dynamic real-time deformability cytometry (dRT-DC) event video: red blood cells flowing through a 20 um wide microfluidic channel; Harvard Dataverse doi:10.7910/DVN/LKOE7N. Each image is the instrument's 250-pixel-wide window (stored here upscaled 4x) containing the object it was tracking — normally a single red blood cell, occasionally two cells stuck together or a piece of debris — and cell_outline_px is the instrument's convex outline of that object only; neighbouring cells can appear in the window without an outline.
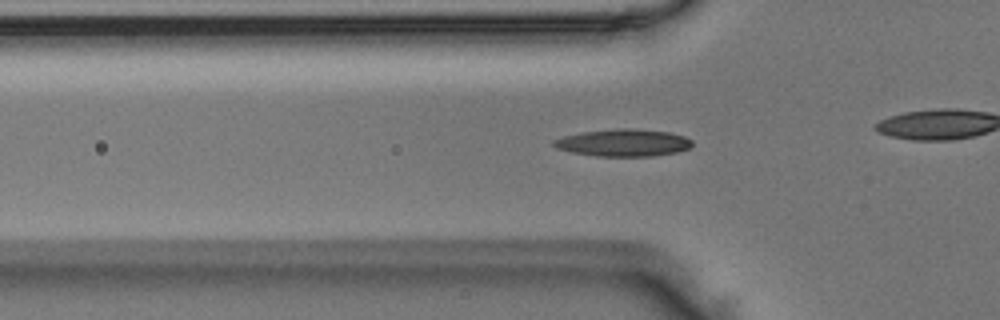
{"species": "Egyptian fruit bat (a non-hibernating species)", "species_latin": "Rousettus aegyptiacus", "temperature_condition": "room temperature", "stored_images_in_passage": 34, "camera_frame_rate_fps": 3000, "um_per_image_px": 0.085, "animal": {"sex": "male"}, "frame": {"image": 1, "passage_image": 10, "time_ms": 3.0, "image_size_px": [1000, 320], "cell_outline_px": [[692, 148], [676, 152], [652, 156], [596, 156], [572, 152], [556, 148], [552, 144], [552, 140], [564, 136], [580, 132], [616, 128], [632, 128], [668, 132], [684, 136], [692, 140]], "centroid_in_image_um": [52.98, 12.13], "position_along_channel_um": 72.8, "area_um2": 22.08}}
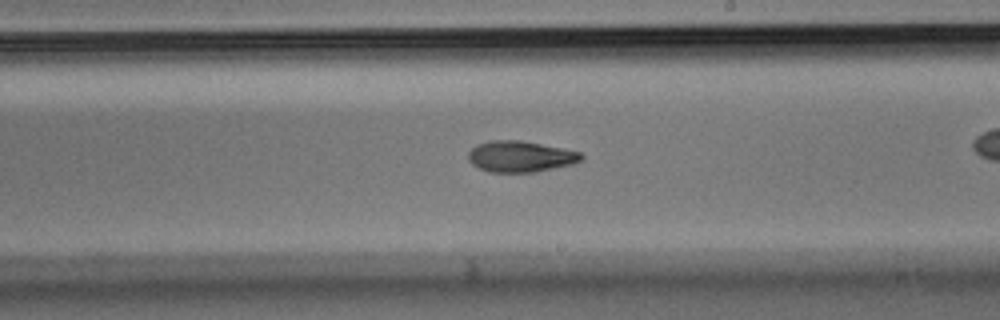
{"frame": {"image": 2, "passage_image": 23, "time_ms": 7.333, "image_size_px": [1000, 320], "cell_outline_px": [[584, 156], [580, 160], [572, 164], [536, 172], [488, 172], [472, 164], [468, 160], [468, 152], [476, 144], [488, 140], [520, 140], [580, 152]], "centroid_in_image_um": [44.18, 13.3], "position_along_channel_um": 244.8, "area_um2": 20.4}}
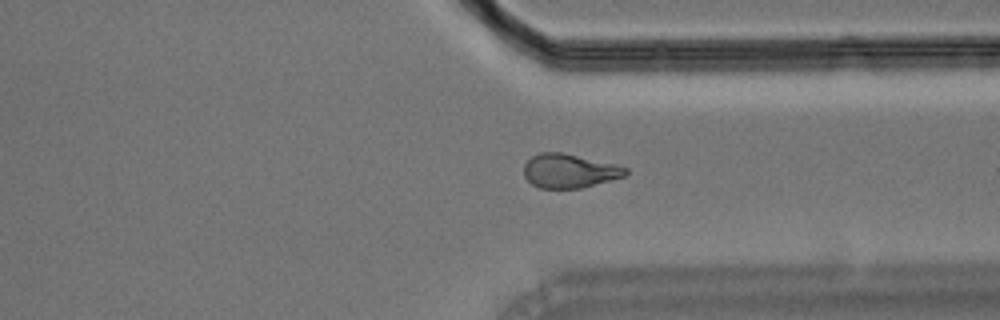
{"frame": {"image": 3, "passage_image": 32, "time_ms": 10.333, "image_size_px": [1000, 320], "cell_outline_px": [[628, 172], [624, 176], [580, 188], [540, 188], [532, 184], [524, 176], [524, 164], [532, 156], [540, 152], [560, 152], [616, 164], [628, 168]], "centroid_in_image_um": [48.37, 14.52], "position_along_channel_um": 363.0, "area_um2": 19.94}}